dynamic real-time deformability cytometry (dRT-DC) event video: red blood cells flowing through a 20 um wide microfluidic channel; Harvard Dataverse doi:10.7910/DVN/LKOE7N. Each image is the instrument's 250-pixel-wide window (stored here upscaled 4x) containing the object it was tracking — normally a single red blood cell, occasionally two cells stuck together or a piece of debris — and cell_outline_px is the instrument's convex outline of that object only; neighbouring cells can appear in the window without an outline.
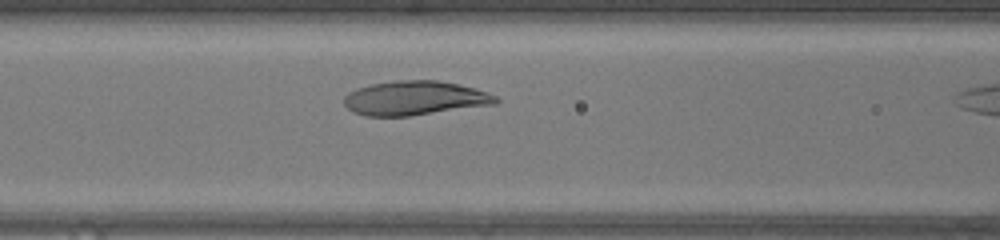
{"species": "human", "species_latin": "Homo sapiens", "temperature_condition": "warm", "stored_images_in_passage": 11, "camera_frame_rate_fps": 3000, "um_per_image_px": 0.085, "donor": {"sex": "female"}, "frame": {"image": 1, "passage_image": 7, "time_ms": 2.0, "image_size_px": [1000, 240], "cell_outline_px": [[500, 100], [496, 104], [408, 116], [364, 116], [352, 112], [344, 104], [344, 96], [348, 92], [356, 88], [372, 84], [392, 80], [436, 80], [460, 84], [496, 96]], "centroid_in_image_um": [35.21, 8.34], "position_along_channel_um": 131.4, "area_um2": 30.29}}
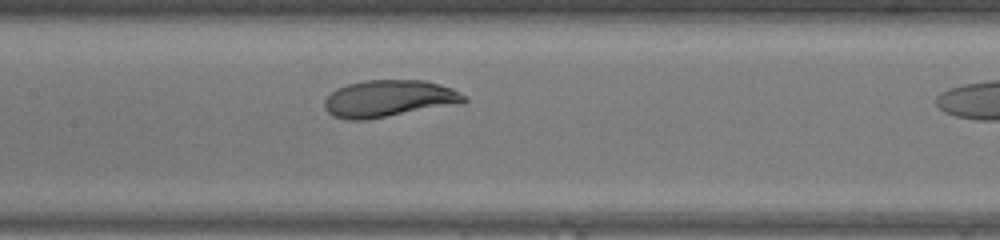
{"frame": {"image": 2, "passage_image": 10, "time_ms": 3.0, "image_size_px": [1000, 240], "cell_outline_px": [[468, 100], [464, 104], [368, 120], [344, 120], [332, 116], [324, 108], [324, 100], [336, 88], [348, 84], [364, 80], [424, 80], [440, 84], [452, 88], [468, 96]], "centroid_in_image_um": [33.11, 8.4], "position_along_channel_um": 174.3, "area_um2": 30.81}}